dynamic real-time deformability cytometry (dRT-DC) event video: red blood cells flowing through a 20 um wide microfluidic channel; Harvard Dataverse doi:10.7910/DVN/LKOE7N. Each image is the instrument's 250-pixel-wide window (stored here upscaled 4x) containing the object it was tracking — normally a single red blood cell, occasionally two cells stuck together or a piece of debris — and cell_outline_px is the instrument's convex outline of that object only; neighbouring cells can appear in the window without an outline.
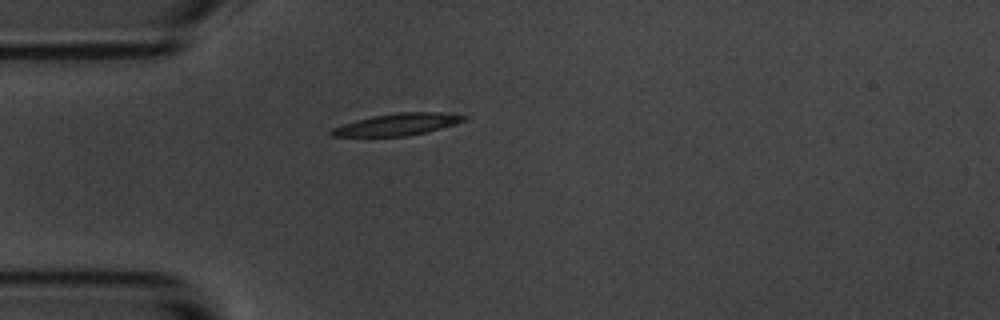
{"species": "common noctule bat (a hibernating species)", "species_latin": "Nyctalus noctula", "temperature_condition": "room temperature", "stored_images_in_passage": 1, "camera_frame_rate_fps": 3000, "um_per_image_px": 0.085, "animal": {"sex": "male", "body_mass_g": 20.1, "forearm_length_mm": 53.5}, "frame": {"image": 1, "passage_image": 1, "time_ms": 0.0, "image_size_px": [1000, 320], "cell_outline_px": [[468, 116], [464, 120], [440, 128], [408, 136], [332, 136], [328, 132], [332, 128], [356, 120], [372, 116], [396, 112], [440, 112]], "centroid_in_image_um": [33.73, 10.57], "position_along_channel_um": 51.3, "area_um2": 16.65}}